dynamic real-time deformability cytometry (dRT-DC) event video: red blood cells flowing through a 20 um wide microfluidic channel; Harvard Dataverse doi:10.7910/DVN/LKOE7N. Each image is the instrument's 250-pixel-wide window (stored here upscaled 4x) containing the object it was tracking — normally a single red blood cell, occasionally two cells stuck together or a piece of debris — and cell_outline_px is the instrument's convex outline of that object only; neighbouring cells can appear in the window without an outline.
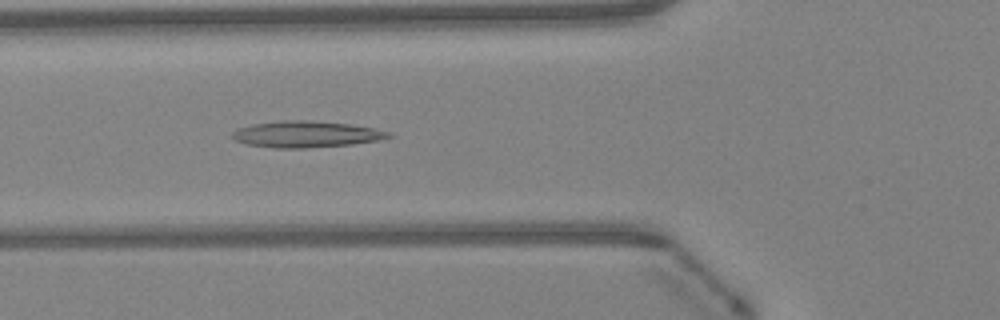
{"species": "Egyptian fruit bat (a non-hibernating species)", "species_latin": "Rousettus aegyptiacus", "temperature_condition": "warm", "stored_images_in_passage": 48, "camera_frame_rate_fps": 3000, "um_per_image_px": 0.085, "animal": {"sex": "female"}, "frame": {"image": 1, "passage_image": 18, "time_ms": 5.667, "image_size_px": [1000, 320], "cell_outline_px": [[396, 136], [380, 140], [352, 144], [304, 148], [276, 148], [248, 144], [236, 140], [232, 136], [232, 132], [236, 128], [252, 124], [280, 120], [312, 120], [348, 124], [372, 128], [392, 132]], "centroid_in_image_um": [26.05, 11.4], "position_along_channel_um": 99.7, "area_um2": 24.1}}
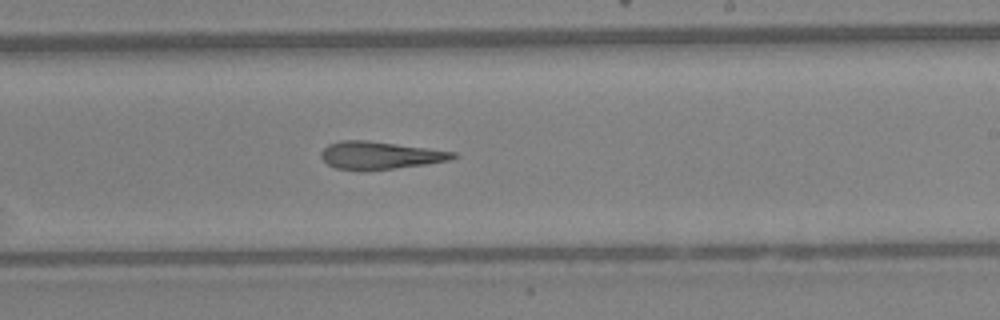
{"frame": {"image": 2, "passage_image": 29, "time_ms": 9.333, "image_size_px": [1000, 320], "cell_outline_px": [[460, 156], [448, 160], [424, 164], [392, 168], [336, 168], [328, 164], [320, 156], [320, 152], [328, 144], [340, 140], [364, 140], [428, 148], [456, 152]], "centroid_in_image_um": [32.31, 13.16], "position_along_channel_um": 256.7, "area_um2": 20.46}}
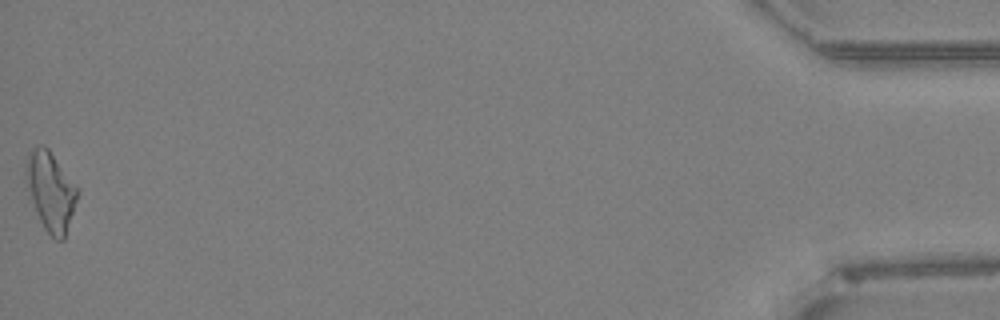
{"frame": {"image": 3, "passage_image": 48, "time_ms": 15.667, "image_size_px": [1000, 320], "cell_outline_px": [[80, 192], [64, 240], [56, 240], [44, 228], [36, 212], [32, 200], [24, 168], [28, 152], [32, 148], [40, 144], [44, 144], [48, 148], [80, 188]], "centroid_in_image_um": [4.34, 16.22], "position_along_channel_um": 430.9, "area_um2": 23.81}, "authors_computed_cell_mechanics": {"area_um2": 22.1085, "velocity_mm_per_s": 4.2966, "shape_relaxation_time_tau1_ms": null, "shape_relaxation_time_tau2_ms": 9.613, "deformation_change_tau1": null, "deformation_change_tau2": 0.3074}}